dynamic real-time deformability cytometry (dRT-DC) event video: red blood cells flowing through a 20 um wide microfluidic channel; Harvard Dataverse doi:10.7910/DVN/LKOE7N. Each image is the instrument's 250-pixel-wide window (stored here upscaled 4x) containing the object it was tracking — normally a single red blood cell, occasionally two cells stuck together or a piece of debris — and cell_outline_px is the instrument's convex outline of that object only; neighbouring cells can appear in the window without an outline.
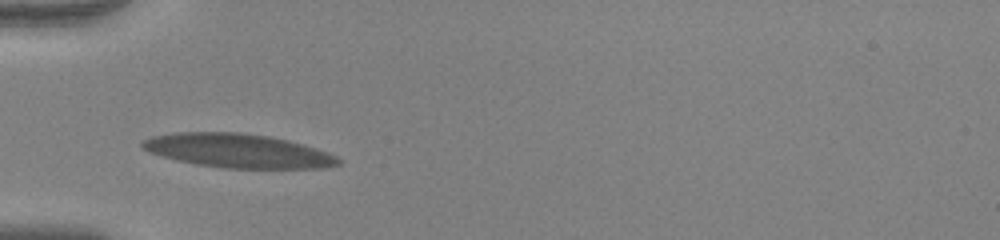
{"species": "human", "species_latin": "Homo sapiens", "temperature_condition": "warm", "stored_images_in_passage": 37, "camera_frame_rate_fps": 3000, "um_per_image_px": 0.085, "donor": {"sex": "female"}, "frame": {"image": 1, "passage_image": 1, "time_ms": 0.0, "image_size_px": [1000, 240], "cell_outline_px": [[344, 160], [340, 164], [324, 168], [220, 168], [196, 164], [176, 160], [148, 152], [140, 148], [140, 140], [152, 136], [172, 132], [240, 132], [268, 136], [288, 140], [316, 148], [328, 152]], "centroid_in_image_um": [20.19, 12.81], "position_along_channel_um": 64.8, "area_um2": 39.13}}
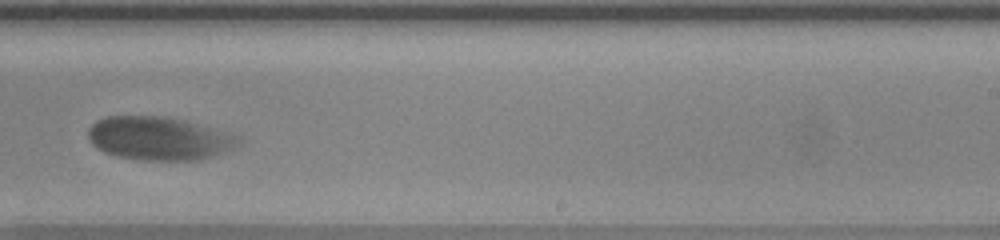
{"frame": {"image": 2, "passage_image": 18, "time_ms": 5.667, "image_size_px": [1000, 240], "cell_outline_px": [[244, 140], [236, 148], [200, 160], [140, 160], [116, 156], [104, 152], [96, 148], [92, 144], [88, 136], [88, 128], [96, 120], [104, 116], [168, 116], [188, 120], [240, 136]], "centroid_in_image_um": [13.55, 11.75], "position_along_channel_um": 275.5, "area_um2": 38.67}}
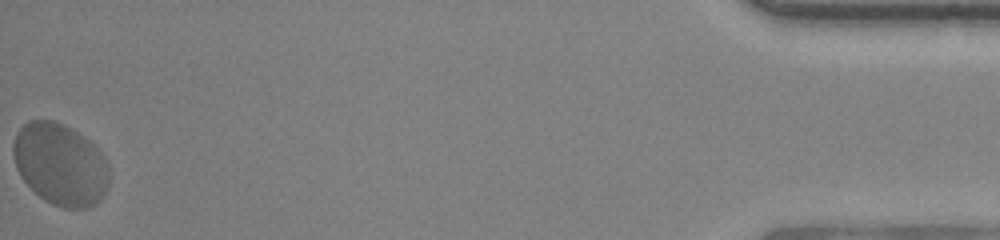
{"frame": {"image": 3, "passage_image": 37, "time_ms": 12.0, "image_size_px": [1000, 240], "cell_outline_px": [[108, 188], [104, 196], [96, 204], [88, 208], [64, 208], [52, 204], [44, 200], [20, 176], [16, 168], [12, 152], [12, 144], [16, 132], [28, 120], [52, 120], [64, 124], [72, 128], [84, 136], [100, 148], [108, 164]], "centroid_in_image_um": [5.14, 13.95], "position_along_channel_um": 430.1, "area_um2": 46.36}, "authors_computed_cell_mechanics": {"area_um2": 39.6508, "velocity_mm_per_s": 3.7959, "shape_relaxation_time_tau1_ms": 2.5526, "shape_relaxation_time_tau2_ms": null, "deformation_change_tau1": 0.1659, "deformation_change_tau2": null}}